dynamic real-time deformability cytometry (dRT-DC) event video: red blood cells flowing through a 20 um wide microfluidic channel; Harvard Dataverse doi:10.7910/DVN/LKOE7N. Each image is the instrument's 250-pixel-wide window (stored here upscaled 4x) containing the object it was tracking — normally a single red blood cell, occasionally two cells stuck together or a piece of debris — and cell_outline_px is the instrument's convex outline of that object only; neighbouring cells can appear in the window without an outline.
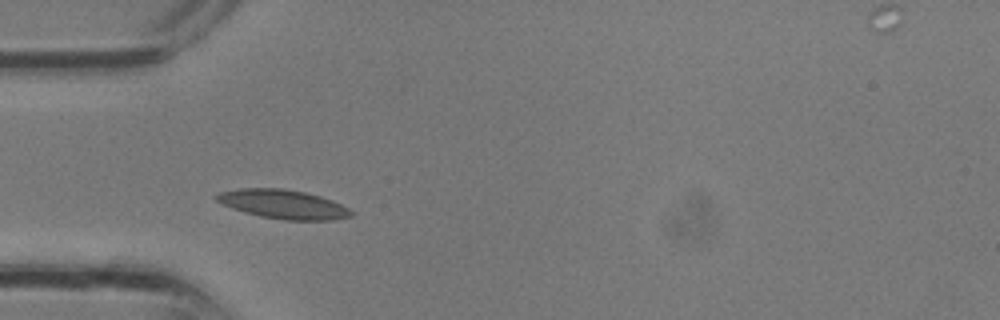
{"species": "common noctule bat (a hibernating species)", "species_latin": "Nyctalus noctula", "temperature_condition": "room temperature", "stored_images_in_passage": 2, "camera_frame_rate_fps": 3000, "um_per_image_px": 0.085, "animal": {"sex": "male", "body_mass_g": 13.3}, "frame": {"image": 1, "passage_image": 1, "time_ms": 0.0, "image_size_px": [1000, 320], "cell_outline_px": [[352, 216], [332, 220], [284, 220], [260, 216], [244, 212], [220, 204], [212, 196], [220, 192], [240, 188], [284, 188], [304, 192], [320, 196], [332, 200], [348, 208], [352, 212]], "centroid_in_image_um": [24.02, 17.35], "position_along_channel_um": 61.0, "area_um2": 22.83}}
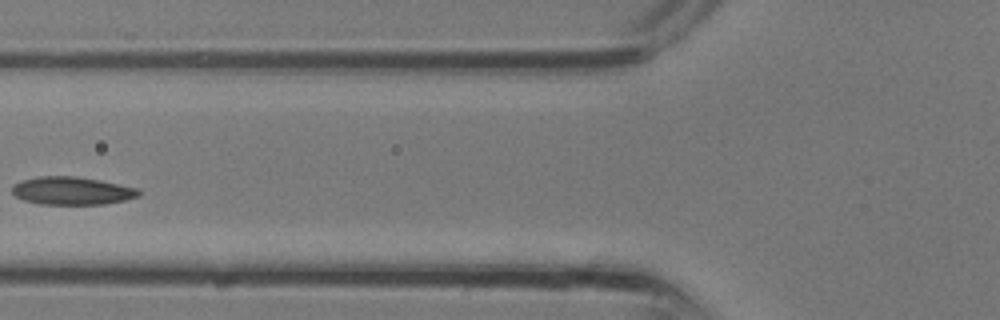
{"frame": {"image": 2, "passage_image": 2, "time_ms": 0.333, "image_size_px": [1000, 320], "cell_outline_px": [[140, 196], [124, 200], [104, 204], [40, 204], [24, 200], [16, 196], [12, 192], [12, 184], [20, 180], [40, 176], [76, 176], [100, 180], [140, 188]], "centroid_in_image_um": [6.12, 16.21], "position_along_channel_um": 119.7, "area_um2": 20.75}}